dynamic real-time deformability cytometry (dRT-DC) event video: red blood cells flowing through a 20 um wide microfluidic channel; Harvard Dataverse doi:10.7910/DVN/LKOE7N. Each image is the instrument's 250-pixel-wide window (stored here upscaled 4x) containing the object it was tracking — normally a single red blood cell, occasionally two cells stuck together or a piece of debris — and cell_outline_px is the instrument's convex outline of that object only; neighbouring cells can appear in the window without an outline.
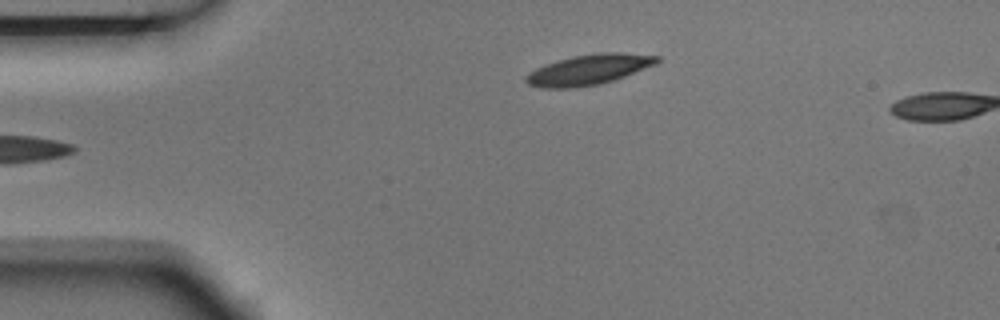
{"species": "Egyptian fruit bat (a non-hibernating species)", "species_latin": "Rousettus aegyptiacus", "temperature_condition": "room temperature", "stored_images_in_passage": 4, "camera_frame_rate_fps": 3000, "um_per_image_px": 0.085, "animal": {"sex": "male"}, "frame": {"image": 1, "passage_image": 4, "time_ms": 1.0, "image_size_px": [1000, 320], "cell_outline_px": [[660, 60], [656, 64], [624, 76], [600, 84], [572, 88], [544, 88], [528, 84], [524, 80], [528, 72], [544, 64], [572, 56], [600, 52], [624, 52], [660, 56]], "centroid_in_image_um": [50.04, 5.91], "position_along_channel_um": 35.0, "area_um2": 23.18}}